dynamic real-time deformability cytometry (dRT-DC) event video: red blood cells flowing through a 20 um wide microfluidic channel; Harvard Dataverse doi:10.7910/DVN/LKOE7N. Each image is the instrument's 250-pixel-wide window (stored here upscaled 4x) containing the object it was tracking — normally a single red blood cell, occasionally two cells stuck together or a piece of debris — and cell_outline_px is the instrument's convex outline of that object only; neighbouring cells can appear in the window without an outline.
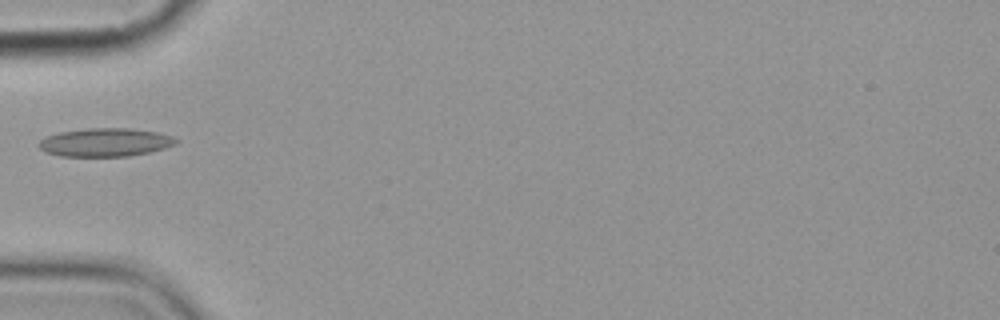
{"species": "common noctule bat (a hibernating species)", "species_latin": "Nyctalus noctula", "temperature_condition": "cold", "stored_images_in_passage": 1, "camera_frame_rate_fps": 3000, "um_per_image_px": 0.085, "animal": {"sex": "female", "body_mass_g": 19.9}, "frame": {"image": 1, "passage_image": 1, "time_ms": 0.0, "image_size_px": [1000, 320], "cell_outline_px": [[180, 140], [176, 144], [164, 148], [148, 152], [128, 156], [60, 156], [44, 152], [36, 144], [44, 136], [60, 132], [88, 128], [128, 128], [156, 132], [172, 136]], "centroid_in_image_um": [8.91, 12.1], "position_along_channel_um": 76.1, "area_um2": 22.72}}